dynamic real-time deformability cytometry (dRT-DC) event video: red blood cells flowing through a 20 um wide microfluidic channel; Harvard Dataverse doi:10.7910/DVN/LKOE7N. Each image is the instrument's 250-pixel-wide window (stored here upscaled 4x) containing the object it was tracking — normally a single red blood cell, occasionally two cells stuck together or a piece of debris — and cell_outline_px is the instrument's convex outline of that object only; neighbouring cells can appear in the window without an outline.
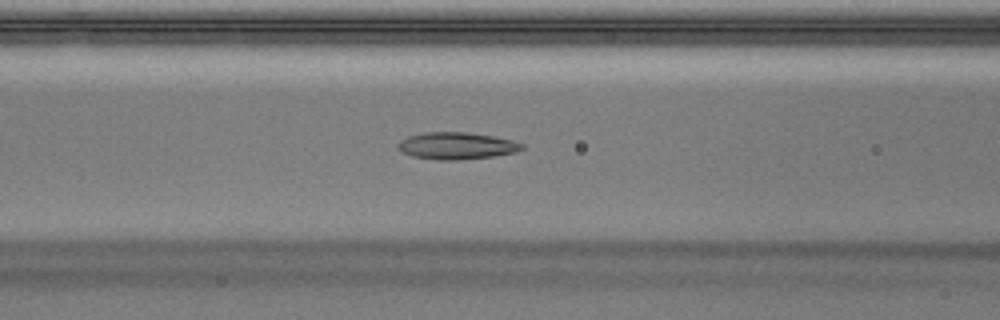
{"species": "Egyptian fruit bat (a non-hibernating species)", "species_latin": "Rousettus aegyptiacus", "temperature_condition": "warm", "stored_images_in_passage": 49, "camera_frame_rate_fps": 3000, "um_per_image_px": 0.085, "animal": {"sex": "male"}, "frame": {"image": 1, "passage_image": 20, "time_ms": 6.333, "image_size_px": [1000, 320], "cell_outline_px": [[524, 148], [516, 152], [492, 156], [456, 160], [440, 160], [412, 156], [400, 152], [396, 148], [396, 144], [400, 140], [408, 136], [424, 132], [468, 132], [492, 136], [512, 140], [524, 144]], "centroid_in_image_um": [38.76, 12.39], "position_along_channel_um": 127.8, "area_um2": 19.59}}
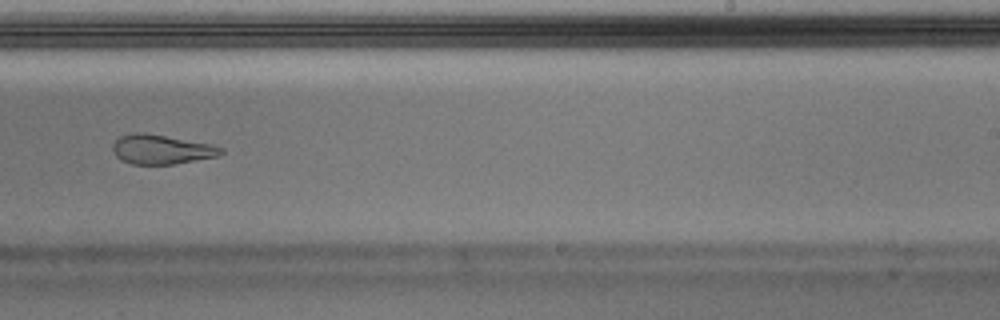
{"frame": {"image": 2, "passage_image": 31, "time_ms": 10.0, "image_size_px": [1000, 320], "cell_outline_px": [[224, 152], [216, 156], [172, 164], [132, 164], [120, 160], [116, 156], [112, 148], [112, 144], [120, 136], [132, 132], [144, 132], [212, 144], [224, 148]], "centroid_in_image_um": [13.69, 12.68], "position_along_channel_um": 275.3, "area_um2": 18.55}}
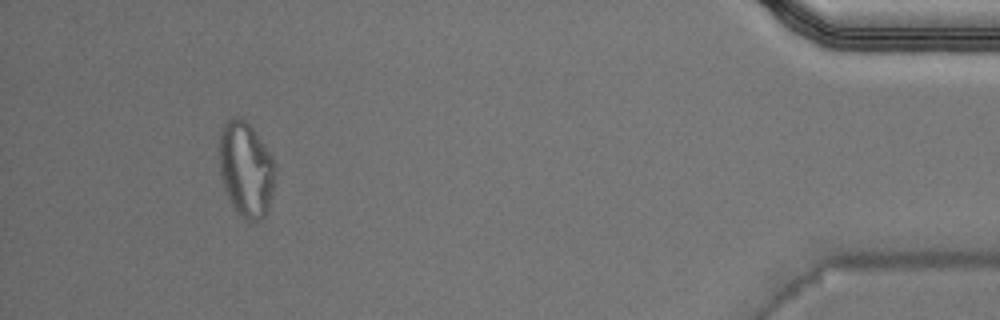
{"frame": {"image": 3, "passage_image": 46, "time_ms": 15.0, "image_size_px": [1000, 320], "cell_outline_px": [[276, 176], [268, 212], [260, 220], [248, 220], [232, 204], [224, 188], [220, 176], [220, 132], [224, 124], [232, 116], [240, 116], [252, 128], [272, 156], [276, 164]], "centroid_in_image_um": [20.93, 14.37], "position_along_channel_um": 414.3, "area_um2": 30.81}, "authors_computed_cell_mechanics": {"area_um2": 19.8254, "velocity_mm_per_s": 4.0209, "shape_relaxation_time_tau1_ms": null, "shape_relaxation_time_tau2_ms": 2.161, "deformation_change_tau1": null, "deformation_change_tau2": 0.1108}}